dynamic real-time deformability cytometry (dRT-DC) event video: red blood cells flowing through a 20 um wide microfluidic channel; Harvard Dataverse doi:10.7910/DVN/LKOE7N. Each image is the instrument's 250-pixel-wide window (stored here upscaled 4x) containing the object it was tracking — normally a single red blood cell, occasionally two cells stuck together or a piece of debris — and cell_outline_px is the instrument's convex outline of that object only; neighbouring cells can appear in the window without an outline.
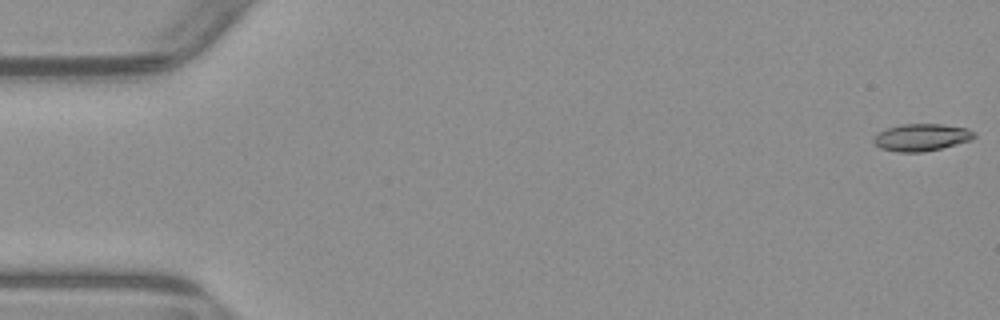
{"species": "common noctule bat (a hibernating species)", "species_latin": "Nyctalus noctula", "temperature_condition": "warm", "stored_images_in_passage": 53, "camera_frame_rate_fps": 3000, "um_per_image_px": 0.085, "animal": {"sex": "male", "body_mass_g": 23.1, "forearm_length_mm": 52.7}, "frame": {"image": 1, "passage_image": 1, "time_ms": 0.0, "image_size_px": [1000, 320], "cell_outline_px": [[976, 136], [972, 140], [924, 152], [896, 152], [880, 148], [872, 140], [880, 132], [888, 128], [900, 124], [940, 124], [968, 128], [976, 132]], "centroid_in_image_um": [78.36, 11.67], "position_along_channel_um": 6.6, "area_um2": 15.9}}
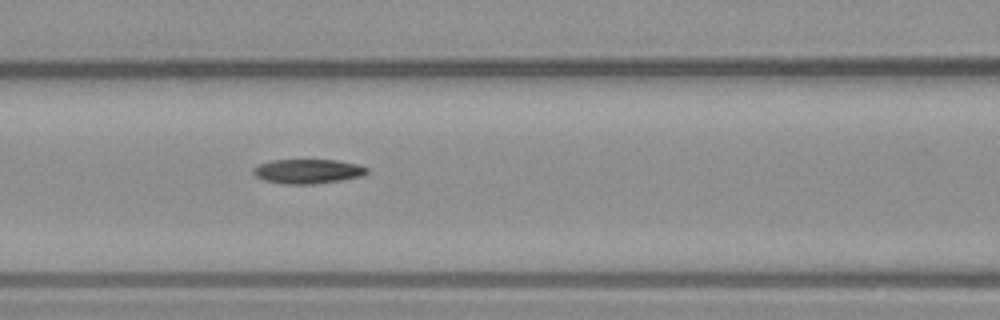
{"frame": {"image": 2, "passage_image": 23, "time_ms": 7.333, "image_size_px": [1000, 320], "cell_outline_px": [[368, 172], [364, 176], [316, 184], [284, 184], [264, 180], [256, 176], [252, 172], [252, 168], [260, 164], [272, 160], [336, 160], [360, 164], [368, 168]], "centroid_in_image_um": [26.19, 14.56], "position_along_channel_um": 140.4, "area_um2": 16.3}}
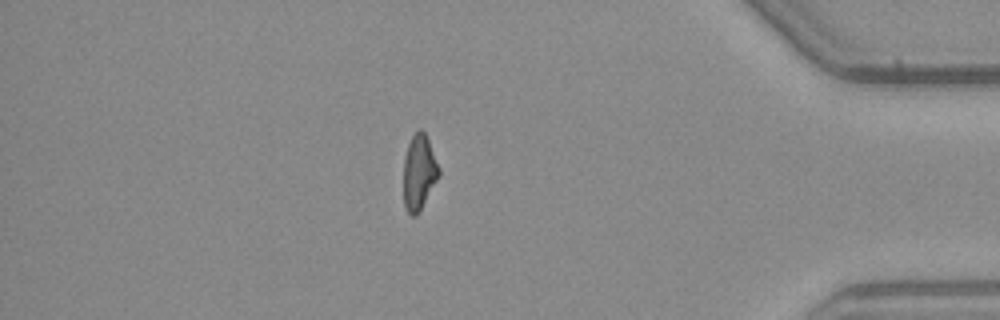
{"frame": {"image": 3, "passage_image": 46, "time_ms": 15.0, "image_size_px": [1000, 320], "cell_outline_px": [[440, 176], [416, 216], [412, 216], [408, 212], [404, 204], [404, 156], [408, 144], [412, 136], [420, 128], [424, 132], [428, 140], [440, 168]], "centroid_in_image_um": [35.62, 14.64], "position_along_channel_um": 399.6, "area_um2": 15.37}, "authors_computed_cell_mechanics": {"area_um2": 16.1262, "velocity_mm_per_s": 3.9131, "shape_relaxation_time_tau1_ms": 11.3203, "shape_relaxation_time_tau2_ms": null, "deformation_change_tau1": 0.2509, "deformation_change_tau2": null}}